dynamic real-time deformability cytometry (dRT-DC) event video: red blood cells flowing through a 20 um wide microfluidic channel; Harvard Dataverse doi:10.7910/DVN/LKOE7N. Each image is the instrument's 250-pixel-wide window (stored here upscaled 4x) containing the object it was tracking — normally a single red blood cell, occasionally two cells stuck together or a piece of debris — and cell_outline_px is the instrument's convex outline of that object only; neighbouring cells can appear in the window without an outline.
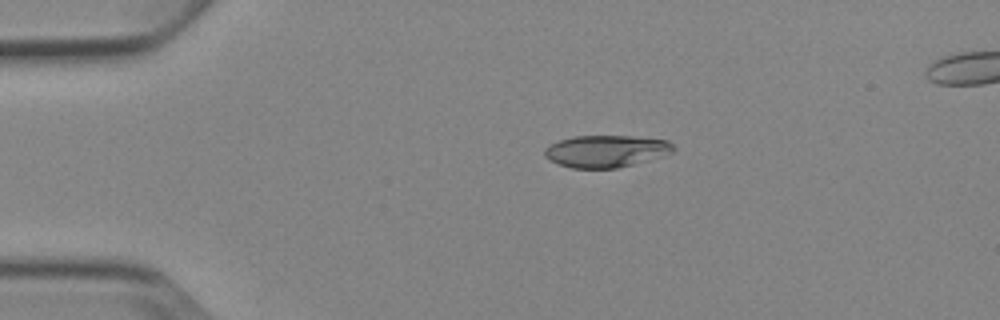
{"species": "Egyptian fruit bat (a non-hibernating species)", "species_latin": "Rousettus aegyptiacus", "temperature_condition": "cold", "stored_images_in_passage": 6, "camera_frame_rate_fps": 3000, "um_per_image_px": 0.085, "animal": {"sex": "female"}, "frame": {"image": 1, "passage_image": 3, "time_ms": 2.333, "image_size_px": [1000, 320], "cell_outline_px": [[676, 148], [672, 152], [664, 156], [616, 168], [572, 168], [548, 160], [544, 156], [544, 148], [548, 144], [572, 136], [632, 136], [668, 140]], "centroid_in_image_um": [51.5, 12.84], "position_along_channel_um": 33.5, "area_um2": 24.16}}
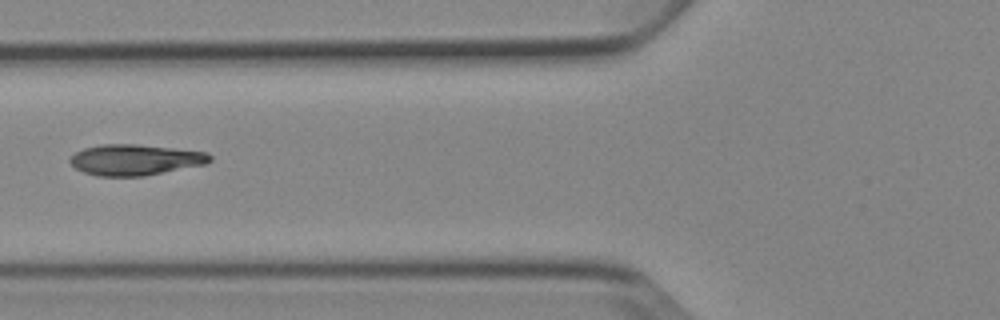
{"frame": {"image": 2, "passage_image": 5, "time_ms": 5.667, "image_size_px": [1000, 320], "cell_outline_px": [[212, 160], [204, 164], [144, 176], [96, 176], [84, 172], [76, 168], [68, 160], [76, 152], [84, 148], [100, 144], [136, 144], [208, 152], [212, 156]], "centroid_in_image_um": [11.48, 13.58], "position_along_channel_um": 114.3, "area_um2": 25.03}}
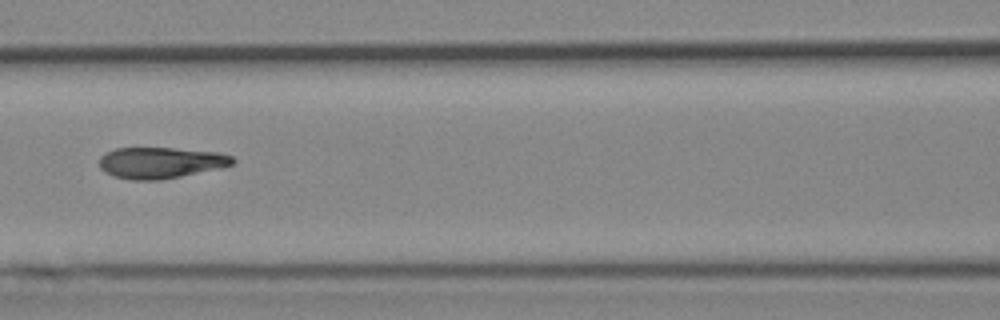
{"frame": {"image": 3, "passage_image": 6, "time_ms": 6.667, "image_size_px": [1000, 320], "cell_outline_px": [[236, 160], [232, 164], [220, 168], [160, 180], [132, 180], [112, 176], [104, 172], [100, 168], [100, 156], [116, 148], [172, 148], [216, 152], [232, 156]], "centroid_in_image_um": [13.63, 13.83], "position_along_channel_um": 153.0, "area_um2": 24.1}}